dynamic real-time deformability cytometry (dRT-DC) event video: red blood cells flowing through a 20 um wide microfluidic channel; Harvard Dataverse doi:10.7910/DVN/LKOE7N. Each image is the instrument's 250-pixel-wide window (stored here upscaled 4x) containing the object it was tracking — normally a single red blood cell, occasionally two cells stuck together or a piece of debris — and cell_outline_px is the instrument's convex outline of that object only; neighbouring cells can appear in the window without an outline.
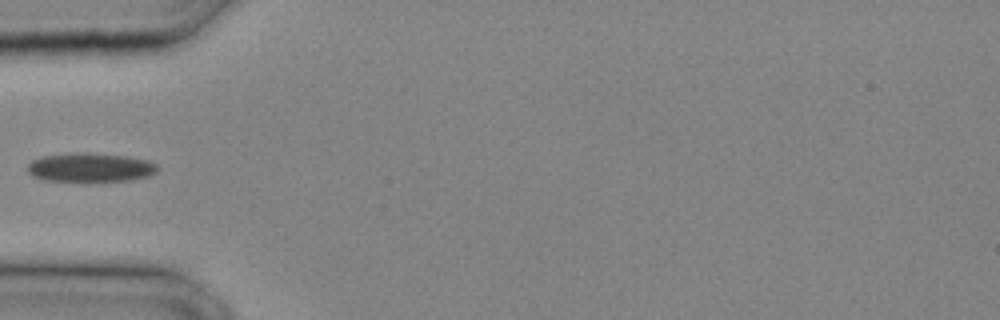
{"species": "common noctule bat (a hibernating species)", "species_latin": "Nyctalus noctula", "temperature_condition": "cold", "stored_images_in_passage": 12, "camera_frame_rate_fps": 3000, "um_per_image_px": 0.085, "animal": {"sex": "male", "body_mass_g": 20.4}, "frame": {"image": 1, "passage_image": 1, "time_ms": 0.0, "image_size_px": [1000, 320], "cell_outline_px": [[156, 172], [148, 176], [128, 180], [88, 184], [84, 184], [44, 180], [32, 176], [28, 172], [28, 164], [32, 160], [40, 156], [68, 152], [88, 152], [128, 156], [144, 160], [156, 164]], "centroid_in_image_um": [7.59, 14.27], "position_along_channel_um": 77.4, "area_um2": 23.0}}
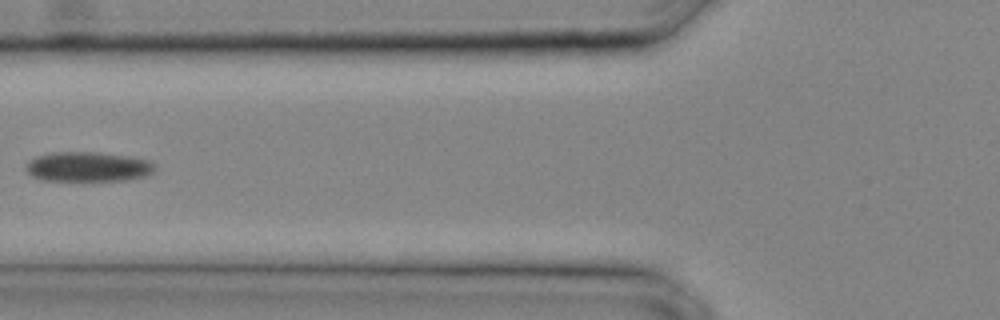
{"frame": {"image": 2, "passage_image": 3, "time_ms": 0.667, "image_size_px": [1000, 320], "cell_outline_px": [[156, 168], [148, 176], [128, 180], [40, 180], [32, 176], [28, 172], [28, 160], [36, 156], [56, 152], [92, 152], [128, 156], [148, 160]], "centroid_in_image_um": [7.49, 14.18], "position_along_channel_um": 118.3, "area_um2": 22.14}}
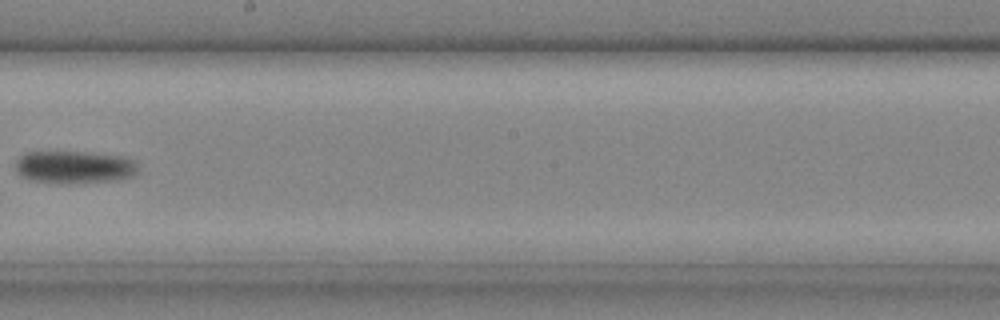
{"frame": {"image": 3, "passage_image": 9, "time_ms": 2.667, "image_size_px": [1000, 320], "cell_outline_px": [[136, 172], [132, 176], [112, 180], [68, 184], [28, 180], [20, 176], [16, 172], [16, 160], [24, 152], [88, 152], [128, 156], [136, 160]], "centroid_in_image_um": [6.3, 14.19], "position_along_channel_um": 241.9, "area_um2": 23.58}}